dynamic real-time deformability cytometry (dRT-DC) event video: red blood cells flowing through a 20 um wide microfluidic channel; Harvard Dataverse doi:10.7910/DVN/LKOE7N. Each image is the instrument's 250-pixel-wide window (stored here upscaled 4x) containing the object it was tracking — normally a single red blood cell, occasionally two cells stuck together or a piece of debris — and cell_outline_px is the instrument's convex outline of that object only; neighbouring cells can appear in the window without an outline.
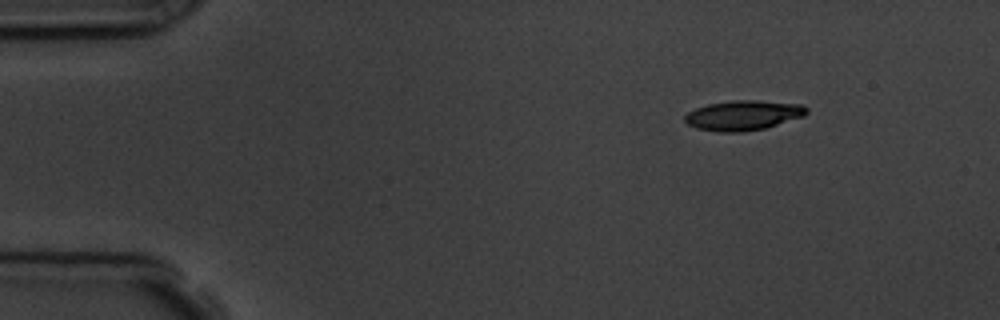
{"species": "common noctule bat (a hibernating species)", "species_latin": "Nyctalus noctula", "temperature_condition": "room temperature", "stored_images_in_passage": 9, "camera_frame_rate_fps": 3000, "um_per_image_px": 0.085, "animal": {"sex": "male", "body_mass_g": 19.5, "forearm_length_mm": 54.6}, "frame": {"image": 1, "passage_image": 1, "time_ms": 0.0, "image_size_px": [1000, 320], "cell_outline_px": [[808, 112], [804, 116], [764, 128], [740, 132], [720, 132], [696, 128], [688, 124], [684, 120], [684, 116], [688, 112], [696, 108], [708, 104], [732, 100], [756, 100], [804, 104], [808, 108]], "centroid_in_image_um": [63.19, 9.79], "position_along_channel_um": 21.8, "area_um2": 21.21}}
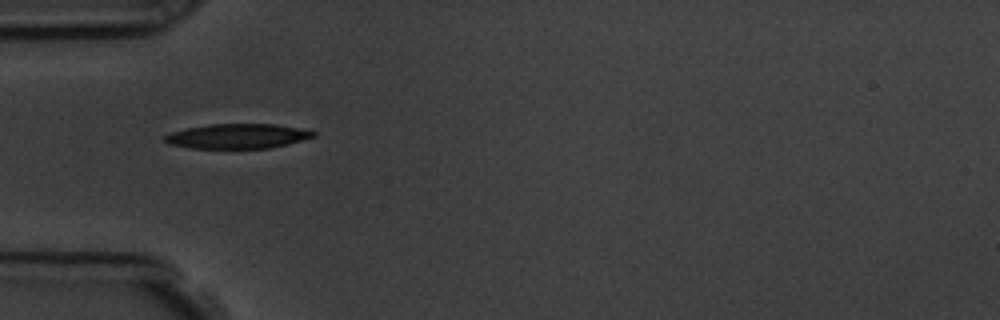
{"frame": {"image": 2, "passage_image": 4, "time_ms": 3.333, "image_size_px": [1000, 320], "cell_outline_px": [[316, 136], [288, 144], [272, 148], [192, 148], [168, 144], [164, 140], [164, 136], [172, 132], [188, 128], [208, 124], [276, 124], [300, 128], [316, 132]], "centroid_in_image_um": [20.21, 11.57], "position_along_channel_um": 64.8, "area_um2": 21.39}}
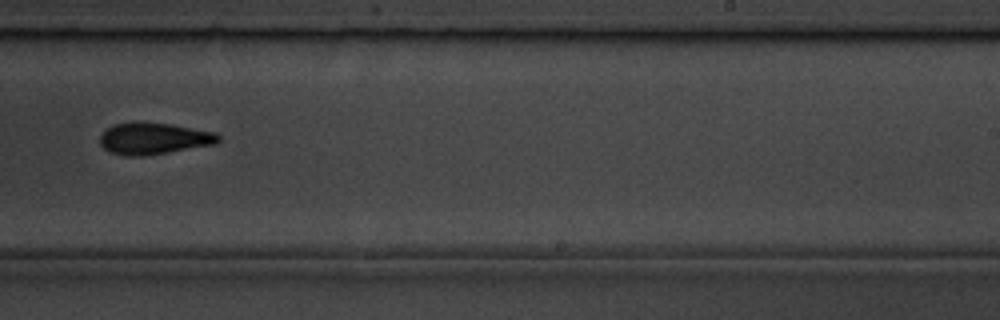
{"frame": {"image": 3, "passage_image": 9, "time_ms": 9.0, "image_size_px": [1000, 320], "cell_outline_px": [[220, 140], [216, 144], [144, 156], [128, 156], [112, 152], [104, 148], [100, 144], [100, 136], [112, 124], [132, 120], [140, 120], [168, 124], [216, 132], [220, 136]], "centroid_in_image_um": [13.05, 11.74], "position_along_channel_um": 275.9, "area_um2": 22.08}}